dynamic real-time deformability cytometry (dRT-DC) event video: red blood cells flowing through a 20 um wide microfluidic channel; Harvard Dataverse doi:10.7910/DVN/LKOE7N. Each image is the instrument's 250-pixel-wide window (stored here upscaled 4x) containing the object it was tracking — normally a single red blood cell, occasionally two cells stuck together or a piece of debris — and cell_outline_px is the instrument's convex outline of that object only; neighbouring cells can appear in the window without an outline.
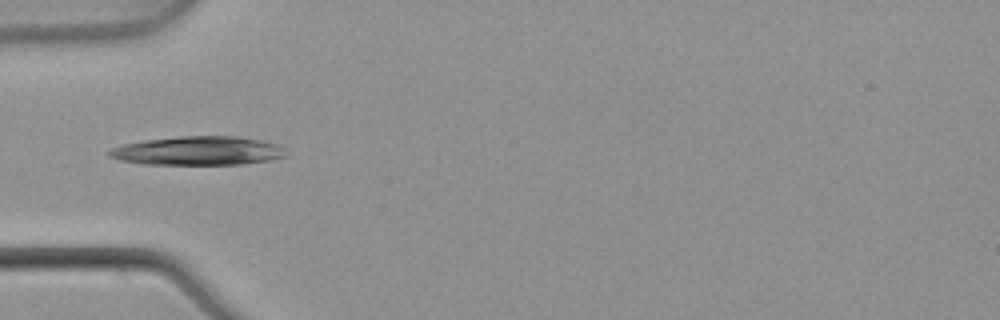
{"species": "common noctule bat (a hibernating species)", "species_latin": "Nyctalus noctula", "temperature_condition": "warm", "stored_images_in_passage": 5, "camera_frame_rate_fps": 3000, "um_per_image_px": 0.085, "animal": {"sex": "male", "body_mass_g": 21.5, "forearm_length_mm": 52.0}, "frame": {"image": 1, "passage_image": 5, "time_ms": 1.333, "image_size_px": [1000, 320], "cell_outline_px": [[288, 156], [268, 160], [240, 164], [144, 164], [120, 160], [108, 156], [108, 152], [112, 148], [124, 144], [144, 140], [180, 136], [236, 136], [260, 140], [276, 144], [284, 148], [288, 152]], "centroid_in_image_um": [16.85, 12.81], "position_along_channel_um": 68.2, "area_um2": 29.59}}